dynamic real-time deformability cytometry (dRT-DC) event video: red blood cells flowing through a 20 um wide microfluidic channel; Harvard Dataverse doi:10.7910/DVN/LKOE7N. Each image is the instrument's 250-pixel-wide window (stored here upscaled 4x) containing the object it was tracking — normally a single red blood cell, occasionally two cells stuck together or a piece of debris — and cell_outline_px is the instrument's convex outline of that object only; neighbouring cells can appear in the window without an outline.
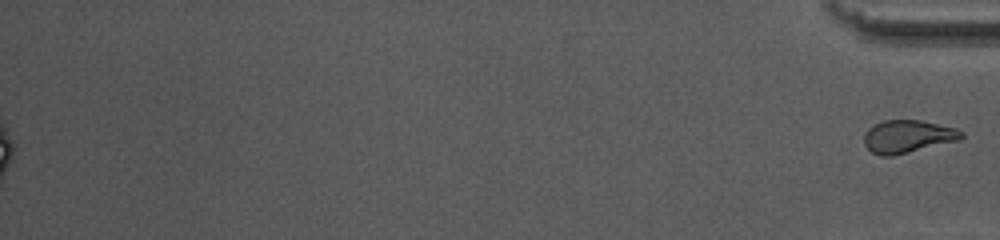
{"species": "common noctule bat (a hibernating species)", "species_latin": "Nyctalus noctula", "temperature_condition": "warm", "stored_images_in_passage": 39, "segment_of_instrument_passage": [2, 2], "camera_frame_rate_fps": 3000, "um_per_image_px": 0.085, "animal": {"sex": "female", "body_mass_g": 10.0, "forearm_length_mm": 53.1}, "frame": {"image": 1, "passage_image": 39, "time_ms": 12.667, "image_size_px": [1000, 240], "cell_outline_px": [[964, 136], [960, 140], [892, 156], [880, 156], [872, 152], [864, 144], [864, 136], [868, 128], [872, 124], [884, 120], [920, 120], [956, 128], [964, 132]], "centroid_in_image_um": [77.15, 11.59], "position_along_channel_um": 358.0, "area_um2": 18.67}}